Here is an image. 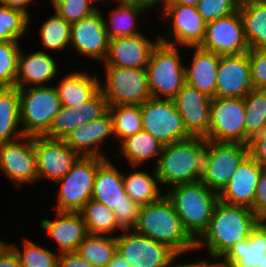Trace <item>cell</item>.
Wrapping results in <instances>:
<instances>
[{
	"label": "cell",
	"instance_id": "cell-1",
	"mask_svg": "<svg viewBox=\"0 0 266 267\" xmlns=\"http://www.w3.org/2000/svg\"><path fill=\"white\" fill-rule=\"evenodd\" d=\"M252 209L218 201L204 232L195 240V249L207 247L210 258H220L239 241L250 237L258 225Z\"/></svg>",
	"mask_w": 266,
	"mask_h": 267
},
{
	"label": "cell",
	"instance_id": "cell-2",
	"mask_svg": "<svg viewBox=\"0 0 266 267\" xmlns=\"http://www.w3.org/2000/svg\"><path fill=\"white\" fill-rule=\"evenodd\" d=\"M133 231L172 249L176 254L195 251V241L182 226L172 203L163 195L158 201L140 206Z\"/></svg>",
	"mask_w": 266,
	"mask_h": 267
},
{
	"label": "cell",
	"instance_id": "cell-3",
	"mask_svg": "<svg viewBox=\"0 0 266 267\" xmlns=\"http://www.w3.org/2000/svg\"><path fill=\"white\" fill-rule=\"evenodd\" d=\"M206 139L190 137L165 145L155 169L159 183L176 186L199 181L202 176Z\"/></svg>",
	"mask_w": 266,
	"mask_h": 267
},
{
	"label": "cell",
	"instance_id": "cell-4",
	"mask_svg": "<svg viewBox=\"0 0 266 267\" xmlns=\"http://www.w3.org/2000/svg\"><path fill=\"white\" fill-rule=\"evenodd\" d=\"M164 195L172 203L185 231L195 241L212 217L219 201L218 193L199 180L170 187Z\"/></svg>",
	"mask_w": 266,
	"mask_h": 267
},
{
	"label": "cell",
	"instance_id": "cell-5",
	"mask_svg": "<svg viewBox=\"0 0 266 267\" xmlns=\"http://www.w3.org/2000/svg\"><path fill=\"white\" fill-rule=\"evenodd\" d=\"M18 94L20 125L24 136H45L62 106L56 87L30 85L18 89Z\"/></svg>",
	"mask_w": 266,
	"mask_h": 267
},
{
	"label": "cell",
	"instance_id": "cell-6",
	"mask_svg": "<svg viewBox=\"0 0 266 267\" xmlns=\"http://www.w3.org/2000/svg\"><path fill=\"white\" fill-rule=\"evenodd\" d=\"M180 55L178 46L163 42L153 49L145 68L151 98L173 99L186 83Z\"/></svg>",
	"mask_w": 266,
	"mask_h": 267
},
{
	"label": "cell",
	"instance_id": "cell-7",
	"mask_svg": "<svg viewBox=\"0 0 266 267\" xmlns=\"http://www.w3.org/2000/svg\"><path fill=\"white\" fill-rule=\"evenodd\" d=\"M105 158L80 156L71 170L60 180L56 211L80 212L92 198L98 165Z\"/></svg>",
	"mask_w": 266,
	"mask_h": 267
},
{
	"label": "cell",
	"instance_id": "cell-8",
	"mask_svg": "<svg viewBox=\"0 0 266 267\" xmlns=\"http://www.w3.org/2000/svg\"><path fill=\"white\" fill-rule=\"evenodd\" d=\"M248 155L246 144L206 140L200 181L219 194Z\"/></svg>",
	"mask_w": 266,
	"mask_h": 267
},
{
	"label": "cell",
	"instance_id": "cell-9",
	"mask_svg": "<svg viewBox=\"0 0 266 267\" xmlns=\"http://www.w3.org/2000/svg\"><path fill=\"white\" fill-rule=\"evenodd\" d=\"M105 67V84L99 88L110 105H141L151 98L146 69Z\"/></svg>",
	"mask_w": 266,
	"mask_h": 267
},
{
	"label": "cell",
	"instance_id": "cell-10",
	"mask_svg": "<svg viewBox=\"0 0 266 267\" xmlns=\"http://www.w3.org/2000/svg\"><path fill=\"white\" fill-rule=\"evenodd\" d=\"M143 130L151 133L163 146L191 136L173 99L150 98L140 105Z\"/></svg>",
	"mask_w": 266,
	"mask_h": 267
},
{
	"label": "cell",
	"instance_id": "cell-11",
	"mask_svg": "<svg viewBox=\"0 0 266 267\" xmlns=\"http://www.w3.org/2000/svg\"><path fill=\"white\" fill-rule=\"evenodd\" d=\"M209 141L245 144L244 98H212Z\"/></svg>",
	"mask_w": 266,
	"mask_h": 267
},
{
	"label": "cell",
	"instance_id": "cell-12",
	"mask_svg": "<svg viewBox=\"0 0 266 267\" xmlns=\"http://www.w3.org/2000/svg\"><path fill=\"white\" fill-rule=\"evenodd\" d=\"M163 18H168L169 37L159 36L160 42L172 46L198 47L204 40L206 23L197 7L182 4H163Z\"/></svg>",
	"mask_w": 266,
	"mask_h": 267
},
{
	"label": "cell",
	"instance_id": "cell-13",
	"mask_svg": "<svg viewBox=\"0 0 266 267\" xmlns=\"http://www.w3.org/2000/svg\"><path fill=\"white\" fill-rule=\"evenodd\" d=\"M220 56L240 55L250 50L244 35L239 9L206 24L205 37L199 46Z\"/></svg>",
	"mask_w": 266,
	"mask_h": 267
},
{
	"label": "cell",
	"instance_id": "cell-14",
	"mask_svg": "<svg viewBox=\"0 0 266 267\" xmlns=\"http://www.w3.org/2000/svg\"><path fill=\"white\" fill-rule=\"evenodd\" d=\"M121 232V235L116 236L117 251L130 267H167L169 261L176 255L168 246L137 234L133 230Z\"/></svg>",
	"mask_w": 266,
	"mask_h": 267
},
{
	"label": "cell",
	"instance_id": "cell-15",
	"mask_svg": "<svg viewBox=\"0 0 266 267\" xmlns=\"http://www.w3.org/2000/svg\"><path fill=\"white\" fill-rule=\"evenodd\" d=\"M0 169L19 188L38 181L33 137L0 144Z\"/></svg>",
	"mask_w": 266,
	"mask_h": 267
},
{
	"label": "cell",
	"instance_id": "cell-16",
	"mask_svg": "<svg viewBox=\"0 0 266 267\" xmlns=\"http://www.w3.org/2000/svg\"><path fill=\"white\" fill-rule=\"evenodd\" d=\"M33 144L39 181L62 179L80 157L64 140L37 136L33 137Z\"/></svg>",
	"mask_w": 266,
	"mask_h": 267
},
{
	"label": "cell",
	"instance_id": "cell-17",
	"mask_svg": "<svg viewBox=\"0 0 266 267\" xmlns=\"http://www.w3.org/2000/svg\"><path fill=\"white\" fill-rule=\"evenodd\" d=\"M104 15L97 10L78 22L71 24V41L77 53L94 60H105L108 53L109 37L104 26Z\"/></svg>",
	"mask_w": 266,
	"mask_h": 267
},
{
	"label": "cell",
	"instance_id": "cell-18",
	"mask_svg": "<svg viewBox=\"0 0 266 267\" xmlns=\"http://www.w3.org/2000/svg\"><path fill=\"white\" fill-rule=\"evenodd\" d=\"M252 89L249 51L240 55L221 56L215 98H244Z\"/></svg>",
	"mask_w": 266,
	"mask_h": 267
},
{
	"label": "cell",
	"instance_id": "cell-19",
	"mask_svg": "<svg viewBox=\"0 0 266 267\" xmlns=\"http://www.w3.org/2000/svg\"><path fill=\"white\" fill-rule=\"evenodd\" d=\"M177 111L183 119L186 132L191 137L208 136L210 127V104L212 99L185 83L173 98Z\"/></svg>",
	"mask_w": 266,
	"mask_h": 267
},
{
	"label": "cell",
	"instance_id": "cell-20",
	"mask_svg": "<svg viewBox=\"0 0 266 267\" xmlns=\"http://www.w3.org/2000/svg\"><path fill=\"white\" fill-rule=\"evenodd\" d=\"M159 42V37L152 42L142 33L110 39L103 63L105 66L145 69Z\"/></svg>",
	"mask_w": 266,
	"mask_h": 267
},
{
	"label": "cell",
	"instance_id": "cell-21",
	"mask_svg": "<svg viewBox=\"0 0 266 267\" xmlns=\"http://www.w3.org/2000/svg\"><path fill=\"white\" fill-rule=\"evenodd\" d=\"M108 107L107 100L100 90L82 105L61 106L45 137L64 140L72 130L103 116Z\"/></svg>",
	"mask_w": 266,
	"mask_h": 267
},
{
	"label": "cell",
	"instance_id": "cell-22",
	"mask_svg": "<svg viewBox=\"0 0 266 267\" xmlns=\"http://www.w3.org/2000/svg\"><path fill=\"white\" fill-rule=\"evenodd\" d=\"M264 167L248 155L230 177L228 184L218 194L219 200L252 209L256 187Z\"/></svg>",
	"mask_w": 266,
	"mask_h": 267
},
{
	"label": "cell",
	"instance_id": "cell-23",
	"mask_svg": "<svg viewBox=\"0 0 266 267\" xmlns=\"http://www.w3.org/2000/svg\"><path fill=\"white\" fill-rule=\"evenodd\" d=\"M114 136L113 120L109 111L103 116L72 130L64 142L79 156L107 158L99 151L98 144H102L108 137Z\"/></svg>",
	"mask_w": 266,
	"mask_h": 267
},
{
	"label": "cell",
	"instance_id": "cell-24",
	"mask_svg": "<svg viewBox=\"0 0 266 267\" xmlns=\"http://www.w3.org/2000/svg\"><path fill=\"white\" fill-rule=\"evenodd\" d=\"M220 259L219 267H266V223H258L249 238L239 241Z\"/></svg>",
	"mask_w": 266,
	"mask_h": 267
},
{
	"label": "cell",
	"instance_id": "cell-25",
	"mask_svg": "<svg viewBox=\"0 0 266 267\" xmlns=\"http://www.w3.org/2000/svg\"><path fill=\"white\" fill-rule=\"evenodd\" d=\"M92 199L112 210L122 205H138L125 192L123 174L107 158L97 167Z\"/></svg>",
	"mask_w": 266,
	"mask_h": 267
},
{
	"label": "cell",
	"instance_id": "cell-26",
	"mask_svg": "<svg viewBox=\"0 0 266 267\" xmlns=\"http://www.w3.org/2000/svg\"><path fill=\"white\" fill-rule=\"evenodd\" d=\"M51 221L44 219L40 227L57 242L58 253L77 251L79 245L89 234L80 212H59Z\"/></svg>",
	"mask_w": 266,
	"mask_h": 267
},
{
	"label": "cell",
	"instance_id": "cell-27",
	"mask_svg": "<svg viewBox=\"0 0 266 267\" xmlns=\"http://www.w3.org/2000/svg\"><path fill=\"white\" fill-rule=\"evenodd\" d=\"M20 50L18 56L16 85L17 89L25 88L31 83L33 87L44 86V83L52 80L58 72L57 64L48 53L36 51L24 54ZM43 83V84H42ZM27 84V85H26Z\"/></svg>",
	"mask_w": 266,
	"mask_h": 267
},
{
	"label": "cell",
	"instance_id": "cell-28",
	"mask_svg": "<svg viewBox=\"0 0 266 267\" xmlns=\"http://www.w3.org/2000/svg\"><path fill=\"white\" fill-rule=\"evenodd\" d=\"M195 49L191 61V66L185 68V81L188 85L195 87L208 97L215 98V89L218 73L220 55L203 50Z\"/></svg>",
	"mask_w": 266,
	"mask_h": 267
},
{
	"label": "cell",
	"instance_id": "cell-29",
	"mask_svg": "<svg viewBox=\"0 0 266 267\" xmlns=\"http://www.w3.org/2000/svg\"><path fill=\"white\" fill-rule=\"evenodd\" d=\"M88 73L72 72L55 86L62 106L75 107L91 99L99 90L100 81Z\"/></svg>",
	"mask_w": 266,
	"mask_h": 267
},
{
	"label": "cell",
	"instance_id": "cell-30",
	"mask_svg": "<svg viewBox=\"0 0 266 267\" xmlns=\"http://www.w3.org/2000/svg\"><path fill=\"white\" fill-rule=\"evenodd\" d=\"M22 136H24V134L20 127V101L18 89L16 87H1L0 144L17 140Z\"/></svg>",
	"mask_w": 266,
	"mask_h": 267
},
{
	"label": "cell",
	"instance_id": "cell-31",
	"mask_svg": "<svg viewBox=\"0 0 266 267\" xmlns=\"http://www.w3.org/2000/svg\"><path fill=\"white\" fill-rule=\"evenodd\" d=\"M120 143L122 155L135 168L154 157L157 163L163 148V145L151 133L145 130L126 137Z\"/></svg>",
	"mask_w": 266,
	"mask_h": 267
},
{
	"label": "cell",
	"instance_id": "cell-32",
	"mask_svg": "<svg viewBox=\"0 0 266 267\" xmlns=\"http://www.w3.org/2000/svg\"><path fill=\"white\" fill-rule=\"evenodd\" d=\"M149 8L135 2L119 1V5L110 10V25L104 19V26L109 39L137 35L136 18Z\"/></svg>",
	"mask_w": 266,
	"mask_h": 267
},
{
	"label": "cell",
	"instance_id": "cell-33",
	"mask_svg": "<svg viewBox=\"0 0 266 267\" xmlns=\"http://www.w3.org/2000/svg\"><path fill=\"white\" fill-rule=\"evenodd\" d=\"M238 9L249 48L260 50L266 46V1L246 3Z\"/></svg>",
	"mask_w": 266,
	"mask_h": 267
},
{
	"label": "cell",
	"instance_id": "cell-34",
	"mask_svg": "<svg viewBox=\"0 0 266 267\" xmlns=\"http://www.w3.org/2000/svg\"><path fill=\"white\" fill-rule=\"evenodd\" d=\"M150 174L135 171L128 176L123 174V184L126 194L138 205L142 206L158 201L164 194H161L159 180L155 169Z\"/></svg>",
	"mask_w": 266,
	"mask_h": 267
},
{
	"label": "cell",
	"instance_id": "cell-35",
	"mask_svg": "<svg viewBox=\"0 0 266 267\" xmlns=\"http://www.w3.org/2000/svg\"><path fill=\"white\" fill-rule=\"evenodd\" d=\"M245 144L266 128V90L252 89L245 97Z\"/></svg>",
	"mask_w": 266,
	"mask_h": 267
},
{
	"label": "cell",
	"instance_id": "cell-36",
	"mask_svg": "<svg viewBox=\"0 0 266 267\" xmlns=\"http://www.w3.org/2000/svg\"><path fill=\"white\" fill-rule=\"evenodd\" d=\"M77 252L94 267H107L117 252L116 236L88 234L79 245Z\"/></svg>",
	"mask_w": 266,
	"mask_h": 267
},
{
	"label": "cell",
	"instance_id": "cell-37",
	"mask_svg": "<svg viewBox=\"0 0 266 267\" xmlns=\"http://www.w3.org/2000/svg\"><path fill=\"white\" fill-rule=\"evenodd\" d=\"M80 214L91 235H109L117 229L123 230L117 224L113 210L92 198L84 205Z\"/></svg>",
	"mask_w": 266,
	"mask_h": 267
},
{
	"label": "cell",
	"instance_id": "cell-38",
	"mask_svg": "<svg viewBox=\"0 0 266 267\" xmlns=\"http://www.w3.org/2000/svg\"><path fill=\"white\" fill-rule=\"evenodd\" d=\"M108 111L113 120V133L117 141L143 130L140 105H110Z\"/></svg>",
	"mask_w": 266,
	"mask_h": 267
},
{
	"label": "cell",
	"instance_id": "cell-39",
	"mask_svg": "<svg viewBox=\"0 0 266 267\" xmlns=\"http://www.w3.org/2000/svg\"><path fill=\"white\" fill-rule=\"evenodd\" d=\"M44 49L63 50L71 41V24L56 12L39 29Z\"/></svg>",
	"mask_w": 266,
	"mask_h": 267
},
{
	"label": "cell",
	"instance_id": "cell-40",
	"mask_svg": "<svg viewBox=\"0 0 266 267\" xmlns=\"http://www.w3.org/2000/svg\"><path fill=\"white\" fill-rule=\"evenodd\" d=\"M0 41H19L28 30L30 18L0 0Z\"/></svg>",
	"mask_w": 266,
	"mask_h": 267
},
{
	"label": "cell",
	"instance_id": "cell-41",
	"mask_svg": "<svg viewBox=\"0 0 266 267\" xmlns=\"http://www.w3.org/2000/svg\"><path fill=\"white\" fill-rule=\"evenodd\" d=\"M14 244L10 247L17 254L20 267H58L59 254L36 244L30 239L24 238V248L20 250Z\"/></svg>",
	"mask_w": 266,
	"mask_h": 267
},
{
	"label": "cell",
	"instance_id": "cell-42",
	"mask_svg": "<svg viewBox=\"0 0 266 267\" xmlns=\"http://www.w3.org/2000/svg\"><path fill=\"white\" fill-rule=\"evenodd\" d=\"M19 41H0V88L15 87Z\"/></svg>",
	"mask_w": 266,
	"mask_h": 267
},
{
	"label": "cell",
	"instance_id": "cell-43",
	"mask_svg": "<svg viewBox=\"0 0 266 267\" xmlns=\"http://www.w3.org/2000/svg\"><path fill=\"white\" fill-rule=\"evenodd\" d=\"M55 12L72 24L98 10L90 0H52Z\"/></svg>",
	"mask_w": 266,
	"mask_h": 267
},
{
	"label": "cell",
	"instance_id": "cell-44",
	"mask_svg": "<svg viewBox=\"0 0 266 267\" xmlns=\"http://www.w3.org/2000/svg\"><path fill=\"white\" fill-rule=\"evenodd\" d=\"M196 7L207 24L236 12L239 5L235 0H201Z\"/></svg>",
	"mask_w": 266,
	"mask_h": 267
},
{
	"label": "cell",
	"instance_id": "cell-45",
	"mask_svg": "<svg viewBox=\"0 0 266 267\" xmlns=\"http://www.w3.org/2000/svg\"><path fill=\"white\" fill-rule=\"evenodd\" d=\"M249 64L253 88L266 90V57L259 50L250 49Z\"/></svg>",
	"mask_w": 266,
	"mask_h": 267
},
{
	"label": "cell",
	"instance_id": "cell-46",
	"mask_svg": "<svg viewBox=\"0 0 266 267\" xmlns=\"http://www.w3.org/2000/svg\"><path fill=\"white\" fill-rule=\"evenodd\" d=\"M252 210L259 223H266V167L260 175Z\"/></svg>",
	"mask_w": 266,
	"mask_h": 267
},
{
	"label": "cell",
	"instance_id": "cell-47",
	"mask_svg": "<svg viewBox=\"0 0 266 267\" xmlns=\"http://www.w3.org/2000/svg\"><path fill=\"white\" fill-rule=\"evenodd\" d=\"M140 205H122L113 210L117 224L123 230H133L136 225Z\"/></svg>",
	"mask_w": 266,
	"mask_h": 267
},
{
	"label": "cell",
	"instance_id": "cell-48",
	"mask_svg": "<svg viewBox=\"0 0 266 267\" xmlns=\"http://www.w3.org/2000/svg\"><path fill=\"white\" fill-rule=\"evenodd\" d=\"M249 155L266 167V128L248 143Z\"/></svg>",
	"mask_w": 266,
	"mask_h": 267
},
{
	"label": "cell",
	"instance_id": "cell-49",
	"mask_svg": "<svg viewBox=\"0 0 266 267\" xmlns=\"http://www.w3.org/2000/svg\"><path fill=\"white\" fill-rule=\"evenodd\" d=\"M58 267H94L77 251L59 253Z\"/></svg>",
	"mask_w": 266,
	"mask_h": 267
},
{
	"label": "cell",
	"instance_id": "cell-50",
	"mask_svg": "<svg viewBox=\"0 0 266 267\" xmlns=\"http://www.w3.org/2000/svg\"><path fill=\"white\" fill-rule=\"evenodd\" d=\"M0 267H20L19 258L10 246L0 256Z\"/></svg>",
	"mask_w": 266,
	"mask_h": 267
},
{
	"label": "cell",
	"instance_id": "cell-51",
	"mask_svg": "<svg viewBox=\"0 0 266 267\" xmlns=\"http://www.w3.org/2000/svg\"><path fill=\"white\" fill-rule=\"evenodd\" d=\"M179 256H181V254H176L170 261H169V263H168V265H167V267H219V265H218V261H215L214 263H210L209 261H207V260H198V261H196V262H194V263H187V264H177L176 265V263H174V262H176L175 261V259L177 258H179ZM174 264V265H173Z\"/></svg>",
	"mask_w": 266,
	"mask_h": 267
},
{
	"label": "cell",
	"instance_id": "cell-52",
	"mask_svg": "<svg viewBox=\"0 0 266 267\" xmlns=\"http://www.w3.org/2000/svg\"><path fill=\"white\" fill-rule=\"evenodd\" d=\"M6 4L15 10L21 11L22 13L26 14L29 18V11L26 9V5L31 3L34 0H4Z\"/></svg>",
	"mask_w": 266,
	"mask_h": 267
},
{
	"label": "cell",
	"instance_id": "cell-53",
	"mask_svg": "<svg viewBox=\"0 0 266 267\" xmlns=\"http://www.w3.org/2000/svg\"><path fill=\"white\" fill-rule=\"evenodd\" d=\"M107 267H130L128 262L124 259V257L117 251L112 259L110 260Z\"/></svg>",
	"mask_w": 266,
	"mask_h": 267
},
{
	"label": "cell",
	"instance_id": "cell-54",
	"mask_svg": "<svg viewBox=\"0 0 266 267\" xmlns=\"http://www.w3.org/2000/svg\"><path fill=\"white\" fill-rule=\"evenodd\" d=\"M201 0H166L164 4H182L196 7Z\"/></svg>",
	"mask_w": 266,
	"mask_h": 267
},
{
	"label": "cell",
	"instance_id": "cell-55",
	"mask_svg": "<svg viewBox=\"0 0 266 267\" xmlns=\"http://www.w3.org/2000/svg\"><path fill=\"white\" fill-rule=\"evenodd\" d=\"M165 1L166 0H138V3L147 6L151 10V8L156 7L155 5L159 6L158 4H160V2L162 3L160 5L163 6V4L165 3Z\"/></svg>",
	"mask_w": 266,
	"mask_h": 267
},
{
	"label": "cell",
	"instance_id": "cell-56",
	"mask_svg": "<svg viewBox=\"0 0 266 267\" xmlns=\"http://www.w3.org/2000/svg\"><path fill=\"white\" fill-rule=\"evenodd\" d=\"M235 1L239 6H241V5H244L246 3L266 1V0H235Z\"/></svg>",
	"mask_w": 266,
	"mask_h": 267
},
{
	"label": "cell",
	"instance_id": "cell-57",
	"mask_svg": "<svg viewBox=\"0 0 266 267\" xmlns=\"http://www.w3.org/2000/svg\"><path fill=\"white\" fill-rule=\"evenodd\" d=\"M0 239V256L3 254V252L10 246L9 244L7 245Z\"/></svg>",
	"mask_w": 266,
	"mask_h": 267
},
{
	"label": "cell",
	"instance_id": "cell-58",
	"mask_svg": "<svg viewBox=\"0 0 266 267\" xmlns=\"http://www.w3.org/2000/svg\"><path fill=\"white\" fill-rule=\"evenodd\" d=\"M259 51L266 57V46L262 47Z\"/></svg>",
	"mask_w": 266,
	"mask_h": 267
},
{
	"label": "cell",
	"instance_id": "cell-59",
	"mask_svg": "<svg viewBox=\"0 0 266 267\" xmlns=\"http://www.w3.org/2000/svg\"><path fill=\"white\" fill-rule=\"evenodd\" d=\"M120 1H126V2H135V3H138V0H120Z\"/></svg>",
	"mask_w": 266,
	"mask_h": 267
},
{
	"label": "cell",
	"instance_id": "cell-60",
	"mask_svg": "<svg viewBox=\"0 0 266 267\" xmlns=\"http://www.w3.org/2000/svg\"><path fill=\"white\" fill-rule=\"evenodd\" d=\"M92 3H97V2H99V1H102V0H90ZM103 2H104V0H103Z\"/></svg>",
	"mask_w": 266,
	"mask_h": 267
}]
</instances>
